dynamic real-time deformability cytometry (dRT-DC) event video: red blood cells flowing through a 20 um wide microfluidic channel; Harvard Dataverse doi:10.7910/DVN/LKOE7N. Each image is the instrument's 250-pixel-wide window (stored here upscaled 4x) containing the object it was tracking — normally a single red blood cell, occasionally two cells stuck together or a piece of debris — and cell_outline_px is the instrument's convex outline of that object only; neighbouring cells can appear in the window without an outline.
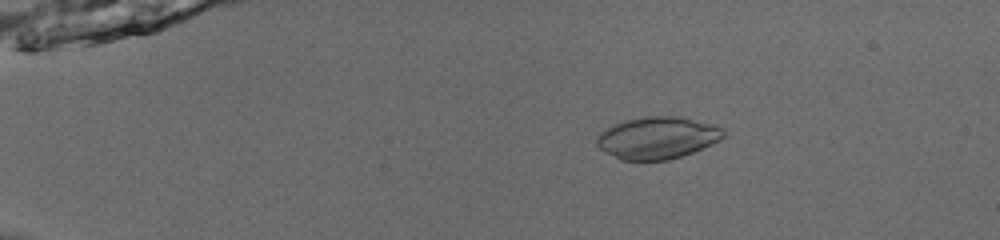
{"species": "common noctule bat (a hibernating species)", "species_latin": "Nyctalus noctula", "temperature_condition": "room temperature", "stored_images_in_passage": 53, "camera_frame_rate_fps": 3000, "um_per_image_px": 0.085, "animal": {"sex": "male", "body_mass_g": 13.0, "forearm_length_mm": 53.1}, "frame": {"image": 1, "passage_image": 11, "time_ms": 3.333, "image_size_px": [1000, 240], "cell_outline_px": [[724, 136], [720, 140], [712, 144], [692, 152], [668, 160], [620, 160], [604, 152], [596, 144], [596, 136], [600, 132], [616, 124], [628, 120], [644, 116], [680, 116], [712, 124], [724, 128]], "centroid_in_image_um": [55.88, 11.72], "position_along_channel_um": 29.1, "area_um2": 30.98}}
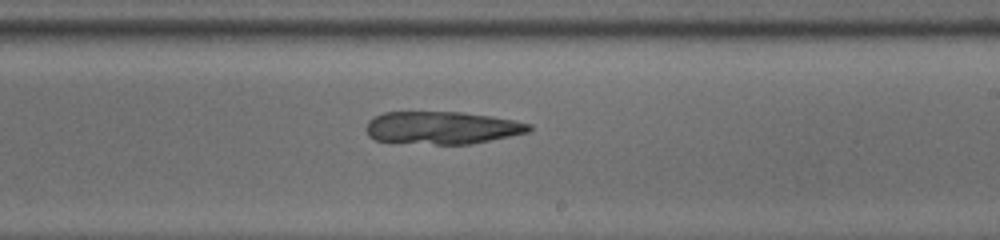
{"frame": {"image": 2, "passage_image": 34, "time_ms": 11.0, "image_size_px": [1000, 240], "cell_outline_px": [[532, 128], [528, 132], [468, 144], [436, 144], [376, 140], [368, 136], [368, 120], [384, 112], [464, 112], [512, 120], [532, 124]], "centroid_in_image_um": [37.57, 10.85], "position_along_channel_um": 251.4, "area_um2": 30.4}}
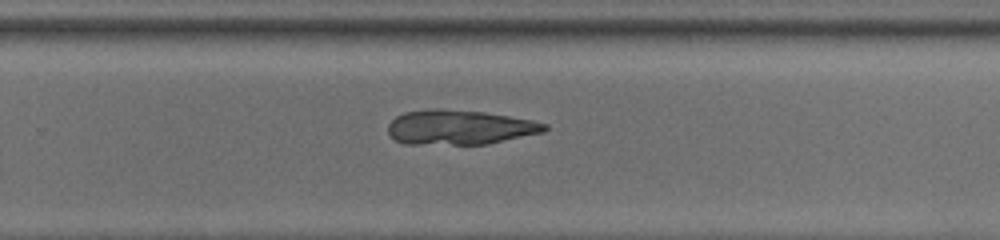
{"frame": {"image": 3, "passage_image": 37, "time_ms": 12.0, "image_size_px": [1000, 240], "cell_outline_px": [[548, 128], [544, 132], [488, 144], [404, 144], [396, 140], [388, 132], [388, 124], [396, 116], [404, 112], [428, 108], [436, 108], [484, 112], [532, 120], [548, 124]], "centroid_in_image_um": [39.06, 10.82], "position_along_channel_um": 290.7, "area_um2": 31.73}}